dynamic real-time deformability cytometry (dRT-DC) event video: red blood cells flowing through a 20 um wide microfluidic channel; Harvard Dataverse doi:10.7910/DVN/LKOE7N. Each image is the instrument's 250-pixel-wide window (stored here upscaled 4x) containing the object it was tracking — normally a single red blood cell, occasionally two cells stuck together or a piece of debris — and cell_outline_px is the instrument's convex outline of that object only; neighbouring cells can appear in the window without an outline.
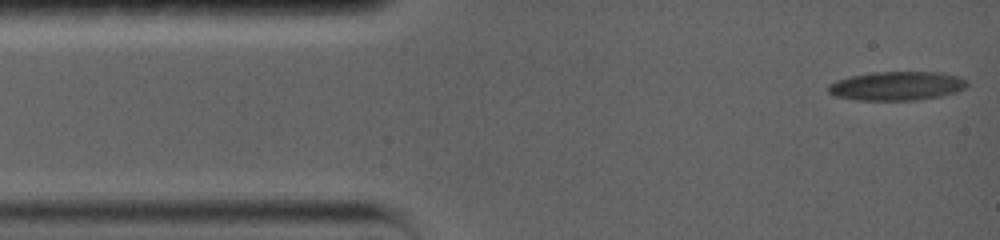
{"species": "common noctule bat (a hibernating species)", "species_latin": "Nyctalus noctula", "temperature_condition": "warm", "stored_images_in_passage": 47, "camera_frame_rate_fps": 5000, "um_per_image_px": 0.085, "animal": {"sex": "female", "body_mass_g": 19.0, "forearm_length_mm": 56.7}, "frame": {"image": 1, "passage_image": 1, "time_ms": 0.0, "image_size_px": [1000, 240], "cell_outline_px": [[968, 84], [964, 88], [956, 92], [940, 96], [916, 100], [856, 100], [836, 96], [828, 92], [828, 84], [836, 80], [852, 76], [872, 72], [940, 72], [960, 76], [968, 80]], "centroid_in_image_um": [76.25, 7.3], "position_along_channel_um": 8.8, "area_um2": 23.47}}
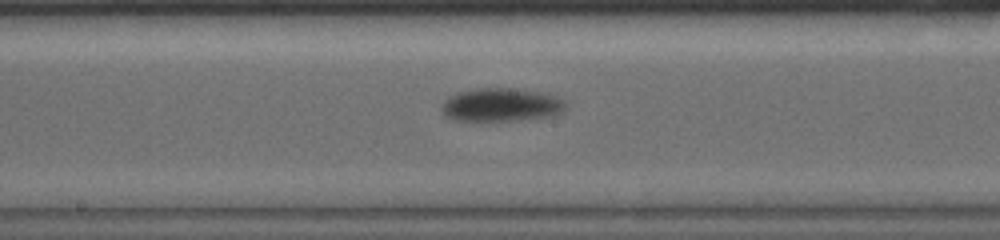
{"frame": {"image": 2, "passage_image": 21, "time_ms": 4.0, "image_size_px": [1000, 240], "cell_outline_px": [[568, 108], [564, 112], [552, 116], [516, 120], [452, 120], [444, 116], [440, 108], [444, 100], [448, 96], [460, 92], [476, 88], [508, 88], [544, 92], [556, 96], [564, 100]], "centroid_in_image_um": [42.62, 8.91], "position_along_channel_um": 205.6, "area_um2": 24.33}}
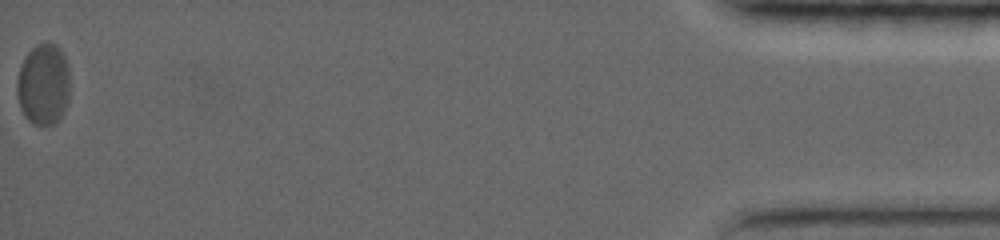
{"frame": {"image": 3, "passage_image": 47, "time_ms": 9.2, "image_size_px": [1000, 240], "cell_outline_px": [[68, 100], [56, 124], [32, 124], [24, 116], [20, 108], [16, 92], [16, 84], [20, 68], [24, 56], [36, 44], [48, 40], [56, 44], [64, 56], [68, 64]], "centroid_in_image_um": [3.66, 7.14], "position_along_channel_um": 431.5, "area_um2": 25.26}}